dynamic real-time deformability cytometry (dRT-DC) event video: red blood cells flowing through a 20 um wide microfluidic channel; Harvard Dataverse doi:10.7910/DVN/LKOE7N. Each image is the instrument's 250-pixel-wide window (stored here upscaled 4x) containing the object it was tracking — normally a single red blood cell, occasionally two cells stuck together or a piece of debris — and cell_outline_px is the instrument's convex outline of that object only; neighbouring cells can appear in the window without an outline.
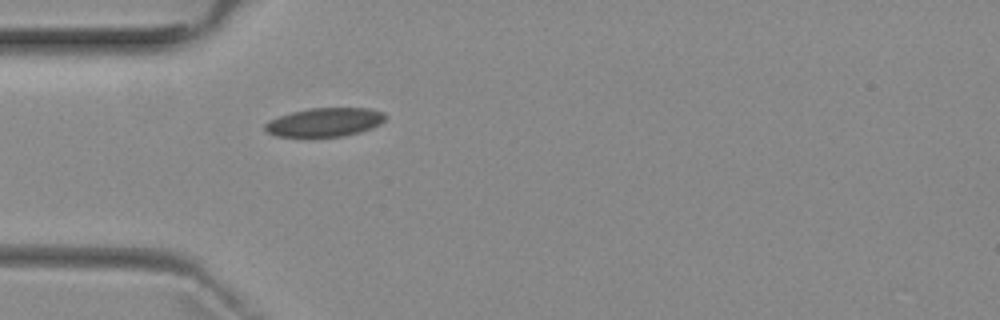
{"species": "common noctule bat (a hibernating species)", "species_latin": "Nyctalus noctula", "temperature_condition": "room temperature", "stored_images_in_passage": 1, "camera_frame_rate_fps": 3000, "um_per_image_px": 0.085, "animal": {"sex": "female", "body_mass_g": 29.2, "forearm_length_mm": 56.3}, "frame": {"image": 1, "passage_image": 1, "time_ms": 0.0, "image_size_px": [1000, 320], "cell_outline_px": [[388, 116], [380, 124], [372, 128], [360, 132], [344, 136], [276, 136], [268, 132], [264, 128], [264, 124], [268, 120], [292, 112], [308, 108], [368, 108], [384, 112]], "centroid_in_image_um": [27.63, 10.38], "position_along_channel_um": 57.4, "area_um2": 20.11}}